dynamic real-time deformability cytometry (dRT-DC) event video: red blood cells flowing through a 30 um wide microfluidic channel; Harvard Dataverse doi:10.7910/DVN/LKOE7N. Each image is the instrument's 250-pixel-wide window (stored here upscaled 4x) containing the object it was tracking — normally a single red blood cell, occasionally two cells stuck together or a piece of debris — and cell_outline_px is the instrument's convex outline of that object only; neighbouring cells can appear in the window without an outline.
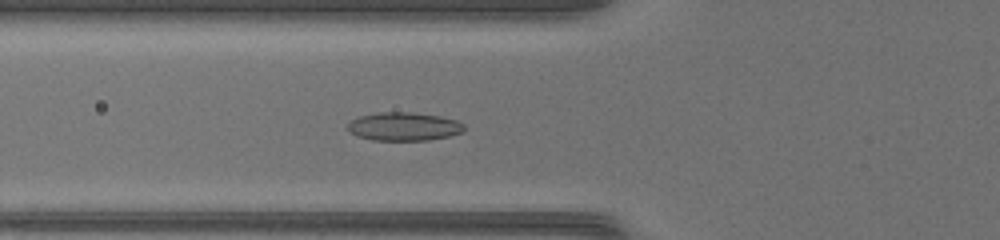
{"species": "common noctule bat (a hibernating species)", "species_latin": "Nyctalus noctula", "temperature_condition": "warm", "stored_images_in_passage": 51, "camera_frame_rate_fps": 3000, "um_per_image_px": 0.085, "animal": {"sex": "female", "body_mass_g": 17.0, "forearm_length_mm": 48.0}, "frame": {"image": 1, "passage_image": 20, "time_ms": 6.333, "image_size_px": [1000, 240], "cell_outline_px": [[464, 132], [448, 136], [428, 140], [372, 140], [356, 136], [348, 128], [348, 124], [352, 120], [360, 116], [380, 112], [412, 112], [440, 116], [456, 120], [464, 124]], "centroid_in_image_um": [34.35, 10.75], "position_along_channel_um": 91.4, "area_um2": 19.19}}
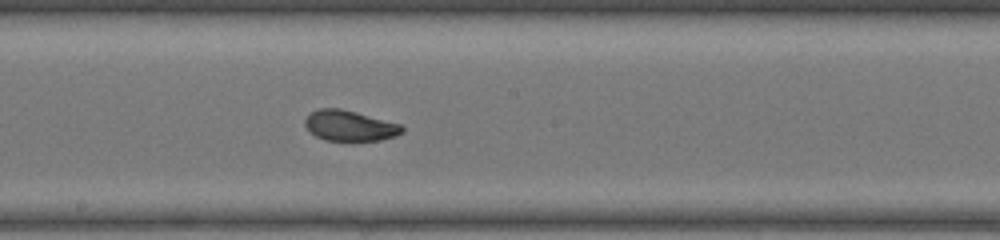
{"frame": {"image": 2, "passage_image": 29, "time_ms": 9.333, "image_size_px": [1000, 240], "cell_outline_px": [[404, 132], [396, 136], [380, 140], [352, 144], [324, 140], [316, 136], [304, 124], [304, 120], [312, 112], [320, 108], [340, 108], [356, 112], [400, 124], [404, 128]], "centroid_in_image_um": [29.75, 10.74], "position_along_channel_um": 218.4, "area_um2": 17.86}}
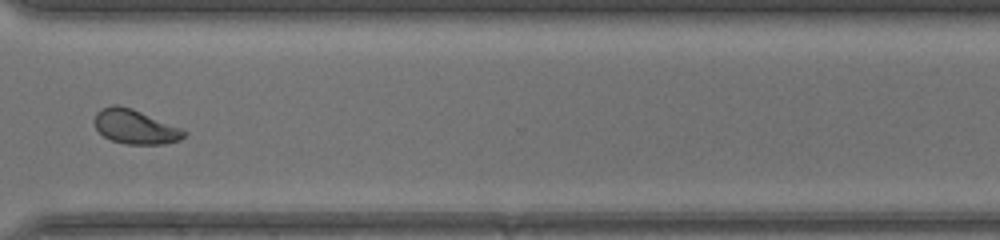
{"frame": {"image": 3, "passage_image": 39, "time_ms": 12.667, "image_size_px": [1000, 240], "cell_outline_px": [[188, 132], [180, 140], [164, 144], [124, 144], [112, 140], [104, 136], [96, 128], [92, 120], [96, 112], [112, 104], [116, 104], [132, 108], [184, 128]], "centroid_in_image_um": [11.51, 10.77], "position_along_channel_um": 359.1, "area_um2": 18.21}, "authors_computed_cell_mechanics": {"area_um2": 18.207, "velocity_mm_per_s": 4.2185, "shape_relaxation_time_tau1_ms": 7.9458, "shape_relaxation_time_tau2_ms": 1.2078, "deformation_change_tau1": 0.2234, "deformation_change_tau2": 0.045}}